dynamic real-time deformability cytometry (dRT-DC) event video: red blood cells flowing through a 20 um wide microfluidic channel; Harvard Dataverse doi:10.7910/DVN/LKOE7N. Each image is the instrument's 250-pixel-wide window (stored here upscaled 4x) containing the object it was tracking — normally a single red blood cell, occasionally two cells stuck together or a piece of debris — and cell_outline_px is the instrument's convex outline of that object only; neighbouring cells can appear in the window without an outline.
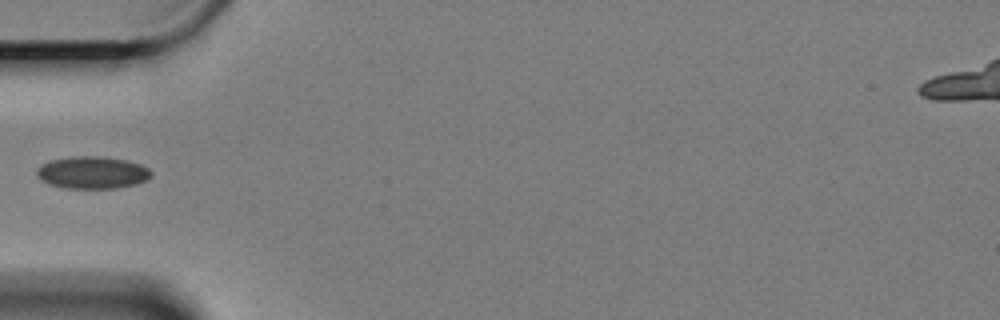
{"species": "Egyptian fruit bat (a non-hibernating species)", "species_latin": "Rousettus aegyptiacus", "temperature_condition": "cold", "stored_images_in_passage": 26, "camera_frame_rate_fps": 3000, "um_per_image_px": 0.085, "animal": {"sex": "female"}, "frame": {"image": 1, "passage_image": 1, "time_ms": 0.0, "image_size_px": [1000, 320], "cell_outline_px": [[152, 176], [148, 180], [136, 184], [116, 188], [64, 188], [48, 184], [36, 176], [36, 168], [40, 164], [52, 160], [72, 156], [100, 156], [128, 160], [140, 164], [148, 168], [152, 172]], "centroid_in_image_um": [7.85, 14.66], "position_along_channel_um": 77.2, "area_um2": 21.79}}